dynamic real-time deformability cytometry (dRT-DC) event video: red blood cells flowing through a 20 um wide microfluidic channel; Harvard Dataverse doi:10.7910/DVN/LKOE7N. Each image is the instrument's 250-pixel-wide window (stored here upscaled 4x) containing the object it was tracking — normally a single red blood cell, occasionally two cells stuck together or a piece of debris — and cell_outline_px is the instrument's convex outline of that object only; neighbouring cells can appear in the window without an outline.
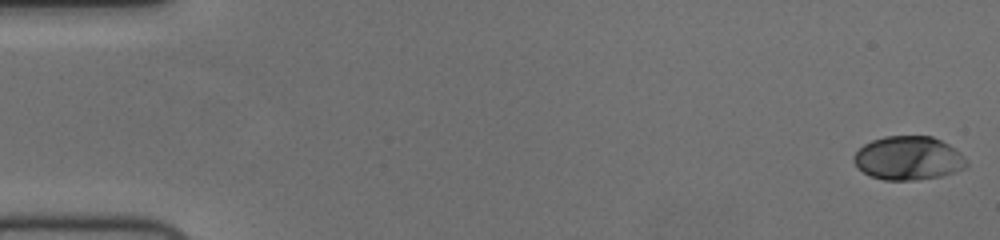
{"species": "human", "species_latin": "Homo sapiens", "temperature_condition": "cold", "stored_images_in_passage": 56, "camera_frame_rate_fps": 3000, "um_per_image_px": 0.085, "donor": {"sex": "female"}, "frame": {"image": 1, "passage_image": 1, "time_ms": 0.0, "image_size_px": [1000, 240], "cell_outline_px": [[968, 164], [964, 168], [940, 176], [912, 180], [884, 180], [872, 176], [864, 172], [852, 160], [852, 156], [864, 144], [872, 140], [884, 136], [932, 136], [948, 144]], "centroid_in_image_um": [77.15, 13.43], "position_along_channel_um": 7.9, "area_um2": 28.15}}
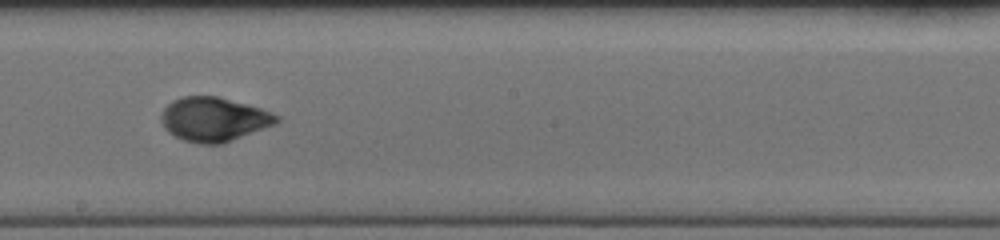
{"frame": {"image": 2, "passage_image": 32, "time_ms": 10.333, "image_size_px": [1000, 240], "cell_outline_px": [[280, 120], [276, 124], [224, 144], [200, 144], [184, 140], [168, 132], [164, 128], [160, 120], [160, 116], [164, 108], [172, 100], [184, 96], [216, 96], [260, 108], [280, 116]], "centroid_in_image_um": [18.17, 10.15], "position_along_channel_um": 230.0, "area_um2": 29.77}}
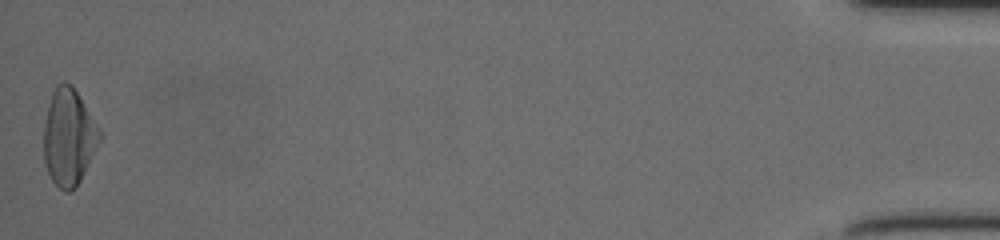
{"frame": {"image": 3, "passage_image": 56, "time_ms": 18.333, "image_size_px": [1000, 240], "cell_outline_px": [[100, 140], [80, 180], [68, 192], [64, 192], [52, 180], [48, 172], [44, 160], [44, 124], [52, 92], [56, 84], [64, 80], [72, 84], [100, 132]], "centroid_in_image_um": [5.81, 11.63], "position_along_channel_um": 429.4, "area_um2": 30.69}, "authors_computed_cell_mechanics": {"area_um2": 28.6399, "velocity_mm_per_s": 3.7221, "shape_relaxation_time_tau1_ms": 3.926, "shape_relaxation_time_tau2_ms": 0.7051, "deformation_change_tau1": 0.1748, "deformation_change_tau2": 0.0417}}